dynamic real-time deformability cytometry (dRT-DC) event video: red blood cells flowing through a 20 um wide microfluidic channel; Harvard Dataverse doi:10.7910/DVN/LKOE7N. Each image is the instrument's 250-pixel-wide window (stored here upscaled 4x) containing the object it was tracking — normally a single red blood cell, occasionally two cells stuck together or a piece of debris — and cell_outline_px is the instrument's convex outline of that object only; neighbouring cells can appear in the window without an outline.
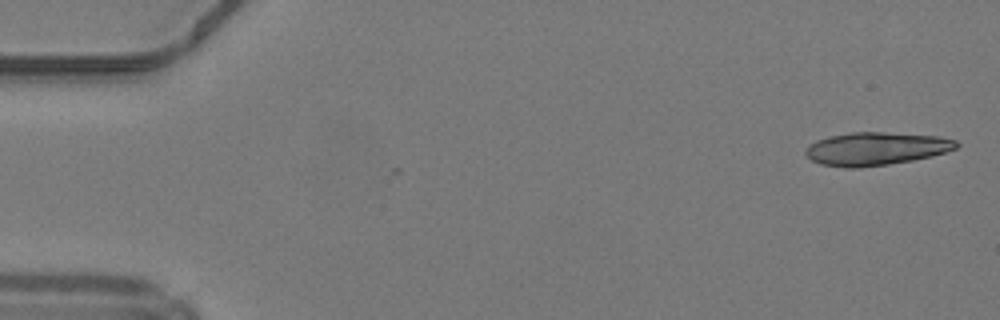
{"species": "common noctule bat (a hibernating species)", "species_latin": "Nyctalus noctula", "temperature_condition": "warm", "stored_images_in_passage": 2, "camera_frame_rate_fps": 3000, "um_per_image_px": 0.085, "animal": {"sex": "male", "body_mass_g": 19.2, "forearm_length_mm": 51.8}, "frame": {"image": 1, "passage_image": 2, "time_ms": 0.333, "image_size_px": [1000, 320], "cell_outline_px": [[960, 144], [956, 148], [932, 156], [912, 160], [888, 164], [860, 168], [844, 168], [820, 164], [812, 160], [804, 152], [808, 144], [816, 140], [832, 136], [852, 132], [884, 132], [936, 136], [956, 140]], "centroid_in_image_um": [74.43, 12.65], "position_along_channel_um": 10.6, "area_um2": 28.96}}